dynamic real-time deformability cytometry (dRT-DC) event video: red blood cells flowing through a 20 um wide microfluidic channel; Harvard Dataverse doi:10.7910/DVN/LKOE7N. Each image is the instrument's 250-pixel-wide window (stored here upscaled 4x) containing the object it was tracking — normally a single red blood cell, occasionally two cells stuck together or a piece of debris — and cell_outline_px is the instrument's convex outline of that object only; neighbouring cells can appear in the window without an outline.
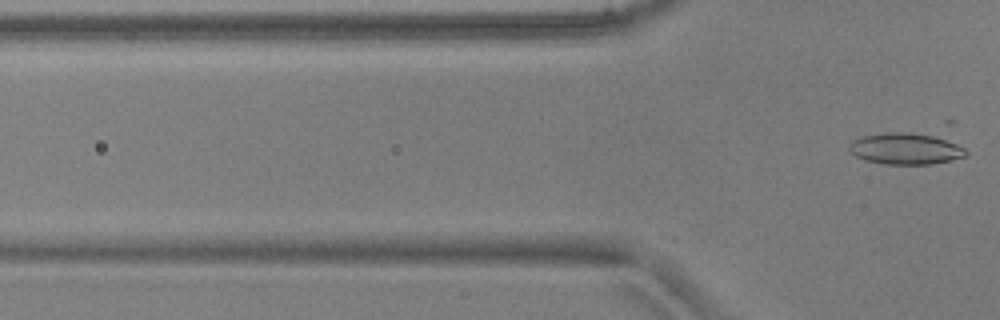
{"species": "common noctule bat (a hibernating species)", "species_latin": "Nyctalus noctula", "temperature_condition": "warm", "stored_images_in_passage": 14, "camera_frame_rate_fps": 3000, "um_per_image_px": 0.085, "animal": {"sex": "male", "body_mass_g": 17.9, "forearm_length_mm": 54.2}, "frame": {"image": 1, "passage_image": 14, "time_ms": 4.333, "image_size_px": [1000, 320], "cell_outline_px": [[968, 152], [964, 156], [948, 160], [928, 164], [884, 164], [864, 160], [856, 156], [848, 148], [848, 144], [852, 140], [860, 136], [888, 132], [908, 132], [944, 136], [964, 148]], "centroid_in_image_um": [76.96, 12.61], "position_along_channel_um": 48.8, "area_um2": 21.62}}